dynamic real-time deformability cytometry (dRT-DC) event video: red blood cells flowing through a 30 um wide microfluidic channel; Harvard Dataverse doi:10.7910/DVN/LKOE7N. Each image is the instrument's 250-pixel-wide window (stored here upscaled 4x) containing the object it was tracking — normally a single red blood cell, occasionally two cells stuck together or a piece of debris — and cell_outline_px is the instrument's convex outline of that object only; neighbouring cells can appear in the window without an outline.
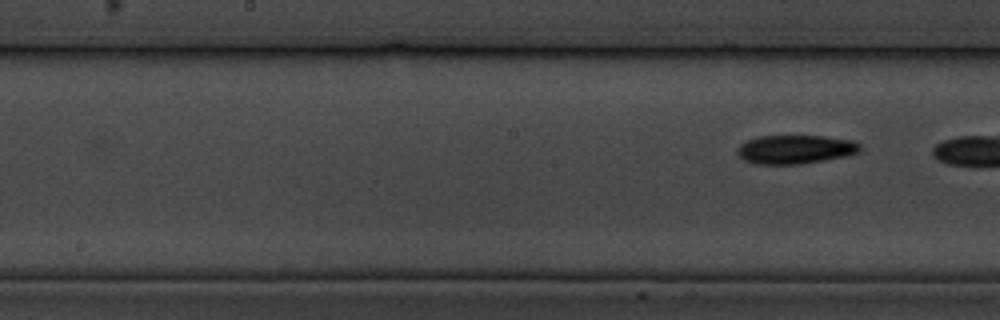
{"species": "common noctule bat (a hibernating species)", "species_latin": "Nyctalus noctula", "temperature_condition": "cold", "stored_images_in_passage": 6, "segment_of_instrument_passage": [2, 2], "camera_frame_rate_fps": 3000, "um_per_image_px": 0.085, "animal": {"sex": "male", "body_mass_g": 19.5, "forearm_length_mm": 54.6}, "frame": {"image": 1, "passage_image": 6, "time_ms": 6.667, "image_size_px": [1000, 320], "cell_outline_px": [[860, 152], [844, 156], [800, 164], [756, 164], [744, 160], [736, 152], [736, 148], [744, 140], [760, 136], [824, 136], [852, 140], [860, 144]], "centroid_in_image_um": [67.55, 12.69], "position_along_channel_um": 180.6, "area_um2": 20.58}}